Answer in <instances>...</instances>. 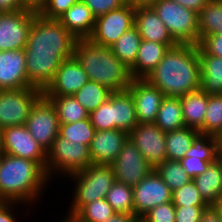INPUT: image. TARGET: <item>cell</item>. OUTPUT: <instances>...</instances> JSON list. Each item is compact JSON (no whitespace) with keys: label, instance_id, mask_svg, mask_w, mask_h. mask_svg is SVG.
Returning a JSON list of instances; mask_svg holds the SVG:
<instances>
[{"label":"cell","instance_id":"17","mask_svg":"<svg viewBox=\"0 0 222 222\" xmlns=\"http://www.w3.org/2000/svg\"><path fill=\"white\" fill-rule=\"evenodd\" d=\"M127 90L133 97L138 123H155L165 95L146 79H132Z\"/></svg>","mask_w":222,"mask_h":222},{"label":"cell","instance_id":"35","mask_svg":"<svg viewBox=\"0 0 222 222\" xmlns=\"http://www.w3.org/2000/svg\"><path fill=\"white\" fill-rule=\"evenodd\" d=\"M116 212L106 198L85 204L68 222H104Z\"/></svg>","mask_w":222,"mask_h":222},{"label":"cell","instance_id":"6","mask_svg":"<svg viewBox=\"0 0 222 222\" xmlns=\"http://www.w3.org/2000/svg\"><path fill=\"white\" fill-rule=\"evenodd\" d=\"M90 164H92V161L89 145L72 142L58 134L51 149L47 152L45 170L51 181L50 184L53 185V181L55 183L59 181L55 179L61 177L64 179L84 170Z\"/></svg>","mask_w":222,"mask_h":222},{"label":"cell","instance_id":"9","mask_svg":"<svg viewBox=\"0 0 222 222\" xmlns=\"http://www.w3.org/2000/svg\"><path fill=\"white\" fill-rule=\"evenodd\" d=\"M25 126L47 153L58 135L60 123L55 107L44 95L32 106Z\"/></svg>","mask_w":222,"mask_h":222},{"label":"cell","instance_id":"50","mask_svg":"<svg viewBox=\"0 0 222 222\" xmlns=\"http://www.w3.org/2000/svg\"><path fill=\"white\" fill-rule=\"evenodd\" d=\"M140 219L134 215L115 214L104 222H139Z\"/></svg>","mask_w":222,"mask_h":222},{"label":"cell","instance_id":"34","mask_svg":"<svg viewBox=\"0 0 222 222\" xmlns=\"http://www.w3.org/2000/svg\"><path fill=\"white\" fill-rule=\"evenodd\" d=\"M111 91L95 81H88L73 96L88 113L94 111L111 95Z\"/></svg>","mask_w":222,"mask_h":222},{"label":"cell","instance_id":"11","mask_svg":"<svg viewBox=\"0 0 222 222\" xmlns=\"http://www.w3.org/2000/svg\"><path fill=\"white\" fill-rule=\"evenodd\" d=\"M110 165L115 180L131 187H134L154 170V167L129 138L123 144L118 157Z\"/></svg>","mask_w":222,"mask_h":222},{"label":"cell","instance_id":"46","mask_svg":"<svg viewBox=\"0 0 222 222\" xmlns=\"http://www.w3.org/2000/svg\"><path fill=\"white\" fill-rule=\"evenodd\" d=\"M208 55L222 58V34L209 35L198 44Z\"/></svg>","mask_w":222,"mask_h":222},{"label":"cell","instance_id":"3","mask_svg":"<svg viewBox=\"0 0 222 222\" xmlns=\"http://www.w3.org/2000/svg\"><path fill=\"white\" fill-rule=\"evenodd\" d=\"M50 182L36 161L5 153L0 156V201L23 203L32 210L45 196L43 192H48Z\"/></svg>","mask_w":222,"mask_h":222},{"label":"cell","instance_id":"2","mask_svg":"<svg viewBox=\"0 0 222 222\" xmlns=\"http://www.w3.org/2000/svg\"><path fill=\"white\" fill-rule=\"evenodd\" d=\"M145 79L167 97H181L199 90V45L177 44L169 48L160 63Z\"/></svg>","mask_w":222,"mask_h":222},{"label":"cell","instance_id":"41","mask_svg":"<svg viewBox=\"0 0 222 222\" xmlns=\"http://www.w3.org/2000/svg\"><path fill=\"white\" fill-rule=\"evenodd\" d=\"M141 222H175V206L172 201L157 205L140 218Z\"/></svg>","mask_w":222,"mask_h":222},{"label":"cell","instance_id":"30","mask_svg":"<svg viewBox=\"0 0 222 222\" xmlns=\"http://www.w3.org/2000/svg\"><path fill=\"white\" fill-rule=\"evenodd\" d=\"M199 43L209 35L222 34V3L210 0L198 14Z\"/></svg>","mask_w":222,"mask_h":222},{"label":"cell","instance_id":"45","mask_svg":"<svg viewBox=\"0 0 222 222\" xmlns=\"http://www.w3.org/2000/svg\"><path fill=\"white\" fill-rule=\"evenodd\" d=\"M207 206H175V222H199Z\"/></svg>","mask_w":222,"mask_h":222},{"label":"cell","instance_id":"44","mask_svg":"<svg viewBox=\"0 0 222 222\" xmlns=\"http://www.w3.org/2000/svg\"><path fill=\"white\" fill-rule=\"evenodd\" d=\"M19 206L20 207L22 206L26 212H24V209L22 211H20ZM29 209L30 208L26 204H23V203L0 201V222H19L20 218L19 219L17 218L18 216L15 212L19 210L20 212H22L21 215H23L25 213L29 214L31 212L32 213L34 212V210L32 211Z\"/></svg>","mask_w":222,"mask_h":222},{"label":"cell","instance_id":"7","mask_svg":"<svg viewBox=\"0 0 222 222\" xmlns=\"http://www.w3.org/2000/svg\"><path fill=\"white\" fill-rule=\"evenodd\" d=\"M151 8L178 44H199L197 13L172 0H157Z\"/></svg>","mask_w":222,"mask_h":222},{"label":"cell","instance_id":"25","mask_svg":"<svg viewBox=\"0 0 222 222\" xmlns=\"http://www.w3.org/2000/svg\"><path fill=\"white\" fill-rule=\"evenodd\" d=\"M193 181L208 205H214L222 195V157L208 166V169L196 176Z\"/></svg>","mask_w":222,"mask_h":222},{"label":"cell","instance_id":"20","mask_svg":"<svg viewBox=\"0 0 222 222\" xmlns=\"http://www.w3.org/2000/svg\"><path fill=\"white\" fill-rule=\"evenodd\" d=\"M128 139V133L120 130L95 131L90 148L92 164L110 165Z\"/></svg>","mask_w":222,"mask_h":222},{"label":"cell","instance_id":"23","mask_svg":"<svg viewBox=\"0 0 222 222\" xmlns=\"http://www.w3.org/2000/svg\"><path fill=\"white\" fill-rule=\"evenodd\" d=\"M174 46L142 39L135 63L129 68L131 77L145 79L160 63L169 48Z\"/></svg>","mask_w":222,"mask_h":222},{"label":"cell","instance_id":"19","mask_svg":"<svg viewBox=\"0 0 222 222\" xmlns=\"http://www.w3.org/2000/svg\"><path fill=\"white\" fill-rule=\"evenodd\" d=\"M24 49L0 51V90L33 87L26 72Z\"/></svg>","mask_w":222,"mask_h":222},{"label":"cell","instance_id":"49","mask_svg":"<svg viewBox=\"0 0 222 222\" xmlns=\"http://www.w3.org/2000/svg\"><path fill=\"white\" fill-rule=\"evenodd\" d=\"M22 0H0V13L24 10Z\"/></svg>","mask_w":222,"mask_h":222},{"label":"cell","instance_id":"18","mask_svg":"<svg viewBox=\"0 0 222 222\" xmlns=\"http://www.w3.org/2000/svg\"><path fill=\"white\" fill-rule=\"evenodd\" d=\"M89 81L88 74L73 56L58 68L53 81L43 91L44 96L74 95Z\"/></svg>","mask_w":222,"mask_h":222},{"label":"cell","instance_id":"42","mask_svg":"<svg viewBox=\"0 0 222 222\" xmlns=\"http://www.w3.org/2000/svg\"><path fill=\"white\" fill-rule=\"evenodd\" d=\"M78 1L79 0H47L46 4L38 13L47 19H58Z\"/></svg>","mask_w":222,"mask_h":222},{"label":"cell","instance_id":"10","mask_svg":"<svg viewBox=\"0 0 222 222\" xmlns=\"http://www.w3.org/2000/svg\"><path fill=\"white\" fill-rule=\"evenodd\" d=\"M135 11L136 8L126 3L118 9L97 17L93 33L88 39L96 45L110 47L134 26Z\"/></svg>","mask_w":222,"mask_h":222},{"label":"cell","instance_id":"47","mask_svg":"<svg viewBox=\"0 0 222 222\" xmlns=\"http://www.w3.org/2000/svg\"><path fill=\"white\" fill-rule=\"evenodd\" d=\"M199 222H222V217L214 205H209L202 212Z\"/></svg>","mask_w":222,"mask_h":222},{"label":"cell","instance_id":"33","mask_svg":"<svg viewBox=\"0 0 222 222\" xmlns=\"http://www.w3.org/2000/svg\"><path fill=\"white\" fill-rule=\"evenodd\" d=\"M106 200L117 214L134 215L133 187L115 180Z\"/></svg>","mask_w":222,"mask_h":222},{"label":"cell","instance_id":"16","mask_svg":"<svg viewBox=\"0 0 222 222\" xmlns=\"http://www.w3.org/2000/svg\"><path fill=\"white\" fill-rule=\"evenodd\" d=\"M128 138L154 168L167 160L166 132L155 123H138Z\"/></svg>","mask_w":222,"mask_h":222},{"label":"cell","instance_id":"27","mask_svg":"<svg viewBox=\"0 0 222 222\" xmlns=\"http://www.w3.org/2000/svg\"><path fill=\"white\" fill-rule=\"evenodd\" d=\"M114 129H120L128 134L138 124L135 103L128 90L113 92Z\"/></svg>","mask_w":222,"mask_h":222},{"label":"cell","instance_id":"38","mask_svg":"<svg viewBox=\"0 0 222 222\" xmlns=\"http://www.w3.org/2000/svg\"><path fill=\"white\" fill-rule=\"evenodd\" d=\"M95 133V128L90 122L89 117L70 124H60L58 134L72 142L84 145L91 144Z\"/></svg>","mask_w":222,"mask_h":222},{"label":"cell","instance_id":"52","mask_svg":"<svg viewBox=\"0 0 222 222\" xmlns=\"http://www.w3.org/2000/svg\"><path fill=\"white\" fill-rule=\"evenodd\" d=\"M157 0H125V2L134 8L151 7Z\"/></svg>","mask_w":222,"mask_h":222},{"label":"cell","instance_id":"26","mask_svg":"<svg viewBox=\"0 0 222 222\" xmlns=\"http://www.w3.org/2000/svg\"><path fill=\"white\" fill-rule=\"evenodd\" d=\"M201 65L200 89L210 94H222V58L208 55L199 46Z\"/></svg>","mask_w":222,"mask_h":222},{"label":"cell","instance_id":"37","mask_svg":"<svg viewBox=\"0 0 222 222\" xmlns=\"http://www.w3.org/2000/svg\"><path fill=\"white\" fill-rule=\"evenodd\" d=\"M204 134L222 138V94L208 95Z\"/></svg>","mask_w":222,"mask_h":222},{"label":"cell","instance_id":"48","mask_svg":"<svg viewBox=\"0 0 222 222\" xmlns=\"http://www.w3.org/2000/svg\"><path fill=\"white\" fill-rule=\"evenodd\" d=\"M179 5L199 14L210 0H172Z\"/></svg>","mask_w":222,"mask_h":222},{"label":"cell","instance_id":"12","mask_svg":"<svg viewBox=\"0 0 222 222\" xmlns=\"http://www.w3.org/2000/svg\"><path fill=\"white\" fill-rule=\"evenodd\" d=\"M38 12L24 9L0 13V51L24 49Z\"/></svg>","mask_w":222,"mask_h":222},{"label":"cell","instance_id":"29","mask_svg":"<svg viewBox=\"0 0 222 222\" xmlns=\"http://www.w3.org/2000/svg\"><path fill=\"white\" fill-rule=\"evenodd\" d=\"M155 124L164 132L186 127L183 121L180 97L165 96L159 107Z\"/></svg>","mask_w":222,"mask_h":222},{"label":"cell","instance_id":"54","mask_svg":"<svg viewBox=\"0 0 222 222\" xmlns=\"http://www.w3.org/2000/svg\"><path fill=\"white\" fill-rule=\"evenodd\" d=\"M4 153L2 146V129H0V156Z\"/></svg>","mask_w":222,"mask_h":222},{"label":"cell","instance_id":"39","mask_svg":"<svg viewBox=\"0 0 222 222\" xmlns=\"http://www.w3.org/2000/svg\"><path fill=\"white\" fill-rule=\"evenodd\" d=\"M172 203L174 206H209L203 200L193 180L172 191Z\"/></svg>","mask_w":222,"mask_h":222},{"label":"cell","instance_id":"8","mask_svg":"<svg viewBox=\"0 0 222 222\" xmlns=\"http://www.w3.org/2000/svg\"><path fill=\"white\" fill-rule=\"evenodd\" d=\"M42 95L36 87L0 90V129L25 125L32 106Z\"/></svg>","mask_w":222,"mask_h":222},{"label":"cell","instance_id":"24","mask_svg":"<svg viewBox=\"0 0 222 222\" xmlns=\"http://www.w3.org/2000/svg\"><path fill=\"white\" fill-rule=\"evenodd\" d=\"M182 116L186 127L204 134V117L208 105V94L201 89L180 97Z\"/></svg>","mask_w":222,"mask_h":222},{"label":"cell","instance_id":"55","mask_svg":"<svg viewBox=\"0 0 222 222\" xmlns=\"http://www.w3.org/2000/svg\"><path fill=\"white\" fill-rule=\"evenodd\" d=\"M221 157H222V138H221Z\"/></svg>","mask_w":222,"mask_h":222},{"label":"cell","instance_id":"36","mask_svg":"<svg viewBox=\"0 0 222 222\" xmlns=\"http://www.w3.org/2000/svg\"><path fill=\"white\" fill-rule=\"evenodd\" d=\"M154 170L171 191L181 188L192 180L181 166L180 162L176 160H166L158 164Z\"/></svg>","mask_w":222,"mask_h":222},{"label":"cell","instance_id":"51","mask_svg":"<svg viewBox=\"0 0 222 222\" xmlns=\"http://www.w3.org/2000/svg\"><path fill=\"white\" fill-rule=\"evenodd\" d=\"M47 0H22L26 9L39 12L46 4Z\"/></svg>","mask_w":222,"mask_h":222},{"label":"cell","instance_id":"13","mask_svg":"<svg viewBox=\"0 0 222 222\" xmlns=\"http://www.w3.org/2000/svg\"><path fill=\"white\" fill-rule=\"evenodd\" d=\"M221 139L212 135L199 133L190 147L179 160L181 166L193 180L204 173L208 166L221 156Z\"/></svg>","mask_w":222,"mask_h":222},{"label":"cell","instance_id":"22","mask_svg":"<svg viewBox=\"0 0 222 222\" xmlns=\"http://www.w3.org/2000/svg\"><path fill=\"white\" fill-rule=\"evenodd\" d=\"M58 20L78 40L88 39L92 35L96 17L90 8L79 0Z\"/></svg>","mask_w":222,"mask_h":222},{"label":"cell","instance_id":"28","mask_svg":"<svg viewBox=\"0 0 222 222\" xmlns=\"http://www.w3.org/2000/svg\"><path fill=\"white\" fill-rule=\"evenodd\" d=\"M200 132L197 129L183 127L166 132V153L167 160L179 161L192 146L195 137Z\"/></svg>","mask_w":222,"mask_h":222},{"label":"cell","instance_id":"4","mask_svg":"<svg viewBox=\"0 0 222 222\" xmlns=\"http://www.w3.org/2000/svg\"><path fill=\"white\" fill-rule=\"evenodd\" d=\"M74 57L90 81L107 87L111 92L127 90L133 79L129 67L119 60L110 47L96 45L89 39L77 40Z\"/></svg>","mask_w":222,"mask_h":222},{"label":"cell","instance_id":"53","mask_svg":"<svg viewBox=\"0 0 222 222\" xmlns=\"http://www.w3.org/2000/svg\"><path fill=\"white\" fill-rule=\"evenodd\" d=\"M214 207L219 211L220 216L222 217V195L216 201V203L214 204Z\"/></svg>","mask_w":222,"mask_h":222},{"label":"cell","instance_id":"31","mask_svg":"<svg viewBox=\"0 0 222 222\" xmlns=\"http://www.w3.org/2000/svg\"><path fill=\"white\" fill-rule=\"evenodd\" d=\"M45 97L55 107L60 124H70L89 117V113L73 95Z\"/></svg>","mask_w":222,"mask_h":222},{"label":"cell","instance_id":"1","mask_svg":"<svg viewBox=\"0 0 222 222\" xmlns=\"http://www.w3.org/2000/svg\"><path fill=\"white\" fill-rule=\"evenodd\" d=\"M76 42L58 19H47L37 13L24 48L29 83L44 91L60 65L74 56Z\"/></svg>","mask_w":222,"mask_h":222},{"label":"cell","instance_id":"14","mask_svg":"<svg viewBox=\"0 0 222 222\" xmlns=\"http://www.w3.org/2000/svg\"><path fill=\"white\" fill-rule=\"evenodd\" d=\"M2 146L5 154L36 161L45 169L47 153L25 125L3 128Z\"/></svg>","mask_w":222,"mask_h":222},{"label":"cell","instance_id":"5","mask_svg":"<svg viewBox=\"0 0 222 222\" xmlns=\"http://www.w3.org/2000/svg\"><path fill=\"white\" fill-rule=\"evenodd\" d=\"M69 178V180L67 179ZM74 183L67 212L61 221H69L85 204L106 198L115 181L111 165L90 164L87 168L65 178ZM74 181V182H73Z\"/></svg>","mask_w":222,"mask_h":222},{"label":"cell","instance_id":"43","mask_svg":"<svg viewBox=\"0 0 222 222\" xmlns=\"http://www.w3.org/2000/svg\"><path fill=\"white\" fill-rule=\"evenodd\" d=\"M97 18L126 4L125 0H81Z\"/></svg>","mask_w":222,"mask_h":222},{"label":"cell","instance_id":"40","mask_svg":"<svg viewBox=\"0 0 222 222\" xmlns=\"http://www.w3.org/2000/svg\"><path fill=\"white\" fill-rule=\"evenodd\" d=\"M89 119L95 131L113 130V92L109 98L89 113Z\"/></svg>","mask_w":222,"mask_h":222},{"label":"cell","instance_id":"15","mask_svg":"<svg viewBox=\"0 0 222 222\" xmlns=\"http://www.w3.org/2000/svg\"><path fill=\"white\" fill-rule=\"evenodd\" d=\"M172 201V191L153 170L133 187L134 216L141 218L157 205Z\"/></svg>","mask_w":222,"mask_h":222},{"label":"cell","instance_id":"21","mask_svg":"<svg viewBox=\"0 0 222 222\" xmlns=\"http://www.w3.org/2000/svg\"><path fill=\"white\" fill-rule=\"evenodd\" d=\"M134 26L144 40L165 45L178 44L170 35L167 26L151 7L136 8Z\"/></svg>","mask_w":222,"mask_h":222},{"label":"cell","instance_id":"32","mask_svg":"<svg viewBox=\"0 0 222 222\" xmlns=\"http://www.w3.org/2000/svg\"><path fill=\"white\" fill-rule=\"evenodd\" d=\"M141 41V35L133 26L122 34L110 48L119 60L130 68L135 63Z\"/></svg>","mask_w":222,"mask_h":222}]
</instances>
